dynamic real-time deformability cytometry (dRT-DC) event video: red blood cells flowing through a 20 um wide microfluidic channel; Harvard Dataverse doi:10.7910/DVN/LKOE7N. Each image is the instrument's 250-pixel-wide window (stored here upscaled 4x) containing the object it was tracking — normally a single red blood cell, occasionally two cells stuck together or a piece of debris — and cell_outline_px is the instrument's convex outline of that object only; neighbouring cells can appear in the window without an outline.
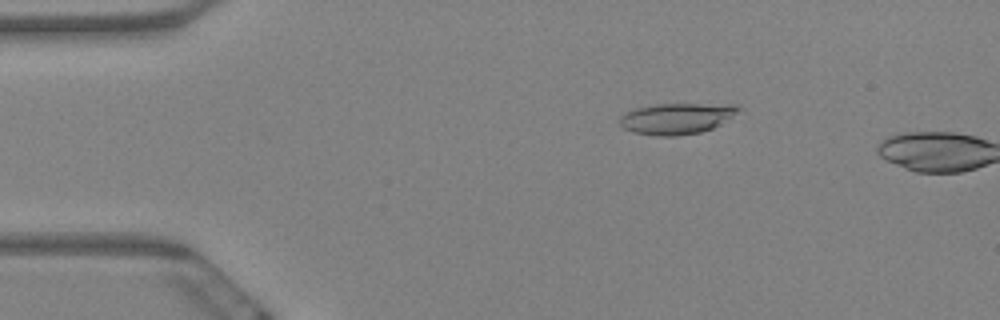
{"species": "Egyptian fruit bat (a non-hibernating species)", "species_latin": "Rousettus aegyptiacus", "temperature_condition": "warm", "stored_images_in_passage": 2, "camera_frame_rate_fps": 3000, "um_per_image_px": 0.085, "animal": {"sex": "female"}, "frame": {"image": 1, "passage_image": 1, "time_ms": 0.0, "image_size_px": [1000, 320], "cell_outline_px": [[744, 108], [720, 124], [712, 128], [700, 132], [676, 136], [656, 136], [632, 132], [624, 128], [620, 124], [620, 116], [636, 108], [656, 104], [740, 104]], "centroid_in_image_um": [57.55, 10.07], "position_along_channel_um": 27.4, "area_um2": 21.5}}